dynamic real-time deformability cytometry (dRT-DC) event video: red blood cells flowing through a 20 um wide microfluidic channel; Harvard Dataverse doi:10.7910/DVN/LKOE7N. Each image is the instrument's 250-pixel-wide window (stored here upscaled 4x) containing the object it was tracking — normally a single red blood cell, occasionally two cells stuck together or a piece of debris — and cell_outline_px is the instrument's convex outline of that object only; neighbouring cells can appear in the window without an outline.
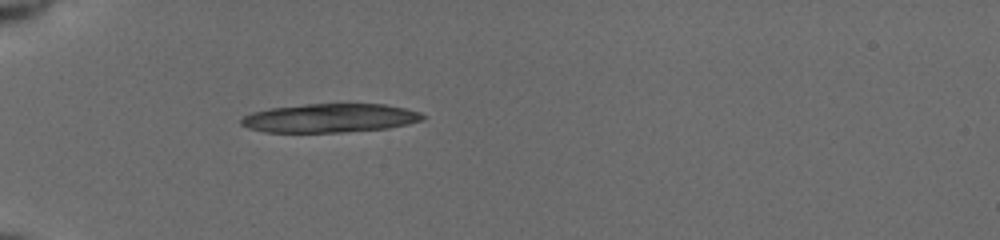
{"species": "common noctule bat (a hibernating species)", "species_latin": "Nyctalus noctula", "temperature_condition": "cold", "stored_images_in_passage": 36, "camera_frame_rate_fps": 3000, "um_per_image_px": 0.085, "animal": {"sex": "female", "body_mass_g": 19.5, "forearm_length_mm": 54.1}, "frame": {"image": 1, "passage_image": 1, "time_ms": 0.0, "image_size_px": [1000, 240], "cell_outline_px": [[424, 120], [408, 124], [388, 128], [340, 132], [264, 132], [248, 128], [240, 124], [240, 120], [244, 116], [252, 112], [272, 108], [304, 104], [384, 104], [404, 108], [420, 112], [424, 116]], "centroid_in_image_um": [28.03, 10.04], "position_along_channel_um": 57.0, "area_um2": 30.35}}